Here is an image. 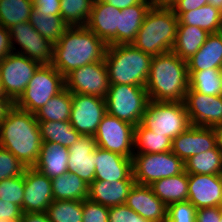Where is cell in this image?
<instances>
[{
    "instance_id": "obj_1",
    "label": "cell",
    "mask_w": 222,
    "mask_h": 222,
    "mask_svg": "<svg viewBox=\"0 0 222 222\" xmlns=\"http://www.w3.org/2000/svg\"><path fill=\"white\" fill-rule=\"evenodd\" d=\"M42 144L35 114L14 106L0 124V147L31 168L37 163Z\"/></svg>"
},
{
    "instance_id": "obj_2",
    "label": "cell",
    "mask_w": 222,
    "mask_h": 222,
    "mask_svg": "<svg viewBox=\"0 0 222 222\" xmlns=\"http://www.w3.org/2000/svg\"><path fill=\"white\" fill-rule=\"evenodd\" d=\"M107 47L86 26H69L54 44L52 65L65 77L76 68L104 61Z\"/></svg>"
},
{
    "instance_id": "obj_3",
    "label": "cell",
    "mask_w": 222,
    "mask_h": 222,
    "mask_svg": "<svg viewBox=\"0 0 222 222\" xmlns=\"http://www.w3.org/2000/svg\"><path fill=\"white\" fill-rule=\"evenodd\" d=\"M145 88L149 100L183 102L189 89L187 61L173 51L153 56Z\"/></svg>"
},
{
    "instance_id": "obj_4",
    "label": "cell",
    "mask_w": 222,
    "mask_h": 222,
    "mask_svg": "<svg viewBox=\"0 0 222 222\" xmlns=\"http://www.w3.org/2000/svg\"><path fill=\"white\" fill-rule=\"evenodd\" d=\"M177 26L178 17L173 9L152 5L131 44L152 56L170 52L176 41Z\"/></svg>"
},
{
    "instance_id": "obj_5",
    "label": "cell",
    "mask_w": 222,
    "mask_h": 222,
    "mask_svg": "<svg viewBox=\"0 0 222 222\" xmlns=\"http://www.w3.org/2000/svg\"><path fill=\"white\" fill-rule=\"evenodd\" d=\"M152 57L132 44L109 45L104 62L110 84L145 87Z\"/></svg>"
},
{
    "instance_id": "obj_6",
    "label": "cell",
    "mask_w": 222,
    "mask_h": 222,
    "mask_svg": "<svg viewBox=\"0 0 222 222\" xmlns=\"http://www.w3.org/2000/svg\"><path fill=\"white\" fill-rule=\"evenodd\" d=\"M64 89L65 77L52 64L40 65L15 106L34 114Z\"/></svg>"
},
{
    "instance_id": "obj_7",
    "label": "cell",
    "mask_w": 222,
    "mask_h": 222,
    "mask_svg": "<svg viewBox=\"0 0 222 222\" xmlns=\"http://www.w3.org/2000/svg\"><path fill=\"white\" fill-rule=\"evenodd\" d=\"M105 101L107 114L137 126L142 121L149 97L144 86L110 84Z\"/></svg>"
},
{
    "instance_id": "obj_8",
    "label": "cell",
    "mask_w": 222,
    "mask_h": 222,
    "mask_svg": "<svg viewBox=\"0 0 222 222\" xmlns=\"http://www.w3.org/2000/svg\"><path fill=\"white\" fill-rule=\"evenodd\" d=\"M141 124L153 133L172 140L191 126L183 102H158L149 100Z\"/></svg>"
},
{
    "instance_id": "obj_9",
    "label": "cell",
    "mask_w": 222,
    "mask_h": 222,
    "mask_svg": "<svg viewBox=\"0 0 222 222\" xmlns=\"http://www.w3.org/2000/svg\"><path fill=\"white\" fill-rule=\"evenodd\" d=\"M132 170L135 183L150 186L159 179L182 173L184 162L172 151L155 154H134Z\"/></svg>"
},
{
    "instance_id": "obj_10",
    "label": "cell",
    "mask_w": 222,
    "mask_h": 222,
    "mask_svg": "<svg viewBox=\"0 0 222 222\" xmlns=\"http://www.w3.org/2000/svg\"><path fill=\"white\" fill-rule=\"evenodd\" d=\"M135 126L106 114L97 127L94 138L98 147L132 158Z\"/></svg>"
},
{
    "instance_id": "obj_11",
    "label": "cell",
    "mask_w": 222,
    "mask_h": 222,
    "mask_svg": "<svg viewBox=\"0 0 222 222\" xmlns=\"http://www.w3.org/2000/svg\"><path fill=\"white\" fill-rule=\"evenodd\" d=\"M39 66L38 62L16 51L4 57L0 61V79L7 96L15 102Z\"/></svg>"
},
{
    "instance_id": "obj_12",
    "label": "cell",
    "mask_w": 222,
    "mask_h": 222,
    "mask_svg": "<svg viewBox=\"0 0 222 222\" xmlns=\"http://www.w3.org/2000/svg\"><path fill=\"white\" fill-rule=\"evenodd\" d=\"M110 87L104 61L94 62L72 70L65 76V88L71 93L106 97Z\"/></svg>"
},
{
    "instance_id": "obj_13",
    "label": "cell",
    "mask_w": 222,
    "mask_h": 222,
    "mask_svg": "<svg viewBox=\"0 0 222 222\" xmlns=\"http://www.w3.org/2000/svg\"><path fill=\"white\" fill-rule=\"evenodd\" d=\"M11 47L14 52L22 54L40 65H51L53 62L54 45L38 33L30 22H22L9 28ZM16 42L21 51L14 46ZM23 51V52H22Z\"/></svg>"
},
{
    "instance_id": "obj_14",
    "label": "cell",
    "mask_w": 222,
    "mask_h": 222,
    "mask_svg": "<svg viewBox=\"0 0 222 222\" xmlns=\"http://www.w3.org/2000/svg\"><path fill=\"white\" fill-rule=\"evenodd\" d=\"M106 114L104 98L72 93L70 123L81 135L94 136L98 125Z\"/></svg>"
},
{
    "instance_id": "obj_15",
    "label": "cell",
    "mask_w": 222,
    "mask_h": 222,
    "mask_svg": "<svg viewBox=\"0 0 222 222\" xmlns=\"http://www.w3.org/2000/svg\"><path fill=\"white\" fill-rule=\"evenodd\" d=\"M183 103L191 125L211 128L222 125V95L187 91Z\"/></svg>"
},
{
    "instance_id": "obj_16",
    "label": "cell",
    "mask_w": 222,
    "mask_h": 222,
    "mask_svg": "<svg viewBox=\"0 0 222 222\" xmlns=\"http://www.w3.org/2000/svg\"><path fill=\"white\" fill-rule=\"evenodd\" d=\"M51 179L34 167L24 172L23 213H44L54 201Z\"/></svg>"
},
{
    "instance_id": "obj_17",
    "label": "cell",
    "mask_w": 222,
    "mask_h": 222,
    "mask_svg": "<svg viewBox=\"0 0 222 222\" xmlns=\"http://www.w3.org/2000/svg\"><path fill=\"white\" fill-rule=\"evenodd\" d=\"M215 147L214 128L191 125L172 140L171 151L185 162L189 157Z\"/></svg>"
},
{
    "instance_id": "obj_18",
    "label": "cell",
    "mask_w": 222,
    "mask_h": 222,
    "mask_svg": "<svg viewBox=\"0 0 222 222\" xmlns=\"http://www.w3.org/2000/svg\"><path fill=\"white\" fill-rule=\"evenodd\" d=\"M188 201L196 207H222V175L188 174Z\"/></svg>"
},
{
    "instance_id": "obj_19",
    "label": "cell",
    "mask_w": 222,
    "mask_h": 222,
    "mask_svg": "<svg viewBox=\"0 0 222 222\" xmlns=\"http://www.w3.org/2000/svg\"><path fill=\"white\" fill-rule=\"evenodd\" d=\"M119 14L111 4L94 0L86 27L109 45H119Z\"/></svg>"
},
{
    "instance_id": "obj_20",
    "label": "cell",
    "mask_w": 222,
    "mask_h": 222,
    "mask_svg": "<svg viewBox=\"0 0 222 222\" xmlns=\"http://www.w3.org/2000/svg\"><path fill=\"white\" fill-rule=\"evenodd\" d=\"M125 205L151 222L167 220V205L154 194L149 185L135 183L129 191Z\"/></svg>"
},
{
    "instance_id": "obj_21",
    "label": "cell",
    "mask_w": 222,
    "mask_h": 222,
    "mask_svg": "<svg viewBox=\"0 0 222 222\" xmlns=\"http://www.w3.org/2000/svg\"><path fill=\"white\" fill-rule=\"evenodd\" d=\"M96 147L94 136L81 135L77 142L68 148V172L76 174L88 185L95 177Z\"/></svg>"
},
{
    "instance_id": "obj_22",
    "label": "cell",
    "mask_w": 222,
    "mask_h": 222,
    "mask_svg": "<svg viewBox=\"0 0 222 222\" xmlns=\"http://www.w3.org/2000/svg\"><path fill=\"white\" fill-rule=\"evenodd\" d=\"M94 181L135 180L133 178L132 158L121 156L109 150L95 149Z\"/></svg>"
},
{
    "instance_id": "obj_23",
    "label": "cell",
    "mask_w": 222,
    "mask_h": 222,
    "mask_svg": "<svg viewBox=\"0 0 222 222\" xmlns=\"http://www.w3.org/2000/svg\"><path fill=\"white\" fill-rule=\"evenodd\" d=\"M135 180L93 181L88 187V199L106 207L123 205Z\"/></svg>"
},
{
    "instance_id": "obj_24",
    "label": "cell",
    "mask_w": 222,
    "mask_h": 222,
    "mask_svg": "<svg viewBox=\"0 0 222 222\" xmlns=\"http://www.w3.org/2000/svg\"><path fill=\"white\" fill-rule=\"evenodd\" d=\"M69 151L58 143H43L34 168L53 179L68 172Z\"/></svg>"
},
{
    "instance_id": "obj_25",
    "label": "cell",
    "mask_w": 222,
    "mask_h": 222,
    "mask_svg": "<svg viewBox=\"0 0 222 222\" xmlns=\"http://www.w3.org/2000/svg\"><path fill=\"white\" fill-rule=\"evenodd\" d=\"M188 71L222 68V39L217 33L208 35L200 49L187 60Z\"/></svg>"
},
{
    "instance_id": "obj_26",
    "label": "cell",
    "mask_w": 222,
    "mask_h": 222,
    "mask_svg": "<svg viewBox=\"0 0 222 222\" xmlns=\"http://www.w3.org/2000/svg\"><path fill=\"white\" fill-rule=\"evenodd\" d=\"M150 186L167 206L188 200V174L185 170L176 176L159 179Z\"/></svg>"
},
{
    "instance_id": "obj_27",
    "label": "cell",
    "mask_w": 222,
    "mask_h": 222,
    "mask_svg": "<svg viewBox=\"0 0 222 222\" xmlns=\"http://www.w3.org/2000/svg\"><path fill=\"white\" fill-rule=\"evenodd\" d=\"M152 4L147 0L121 10L119 14V44H131Z\"/></svg>"
},
{
    "instance_id": "obj_28",
    "label": "cell",
    "mask_w": 222,
    "mask_h": 222,
    "mask_svg": "<svg viewBox=\"0 0 222 222\" xmlns=\"http://www.w3.org/2000/svg\"><path fill=\"white\" fill-rule=\"evenodd\" d=\"M197 26L178 25L176 41L172 51L183 60H189L204 44L208 35Z\"/></svg>"
},
{
    "instance_id": "obj_29",
    "label": "cell",
    "mask_w": 222,
    "mask_h": 222,
    "mask_svg": "<svg viewBox=\"0 0 222 222\" xmlns=\"http://www.w3.org/2000/svg\"><path fill=\"white\" fill-rule=\"evenodd\" d=\"M54 200H78L88 198V187L80 177L74 173L66 172L51 179Z\"/></svg>"
},
{
    "instance_id": "obj_30",
    "label": "cell",
    "mask_w": 222,
    "mask_h": 222,
    "mask_svg": "<svg viewBox=\"0 0 222 222\" xmlns=\"http://www.w3.org/2000/svg\"><path fill=\"white\" fill-rule=\"evenodd\" d=\"M42 143H58L69 148L80 138L70 121H38Z\"/></svg>"
},
{
    "instance_id": "obj_31",
    "label": "cell",
    "mask_w": 222,
    "mask_h": 222,
    "mask_svg": "<svg viewBox=\"0 0 222 222\" xmlns=\"http://www.w3.org/2000/svg\"><path fill=\"white\" fill-rule=\"evenodd\" d=\"M172 139L153 133L141 123L134 128V154H155L171 151ZM137 150V152H136Z\"/></svg>"
},
{
    "instance_id": "obj_32",
    "label": "cell",
    "mask_w": 222,
    "mask_h": 222,
    "mask_svg": "<svg viewBox=\"0 0 222 222\" xmlns=\"http://www.w3.org/2000/svg\"><path fill=\"white\" fill-rule=\"evenodd\" d=\"M29 22L38 33L53 45L61 39L66 29L69 27L60 15L42 14L34 6L31 11Z\"/></svg>"
},
{
    "instance_id": "obj_33",
    "label": "cell",
    "mask_w": 222,
    "mask_h": 222,
    "mask_svg": "<svg viewBox=\"0 0 222 222\" xmlns=\"http://www.w3.org/2000/svg\"><path fill=\"white\" fill-rule=\"evenodd\" d=\"M221 17L222 11L207 4L196 10L183 12L178 17V25L197 26L210 34L217 33Z\"/></svg>"
},
{
    "instance_id": "obj_34",
    "label": "cell",
    "mask_w": 222,
    "mask_h": 222,
    "mask_svg": "<svg viewBox=\"0 0 222 222\" xmlns=\"http://www.w3.org/2000/svg\"><path fill=\"white\" fill-rule=\"evenodd\" d=\"M72 93L64 89L35 112L37 121H70Z\"/></svg>"
},
{
    "instance_id": "obj_35",
    "label": "cell",
    "mask_w": 222,
    "mask_h": 222,
    "mask_svg": "<svg viewBox=\"0 0 222 222\" xmlns=\"http://www.w3.org/2000/svg\"><path fill=\"white\" fill-rule=\"evenodd\" d=\"M187 174L222 175V154L217 147L189 157L184 162Z\"/></svg>"
},
{
    "instance_id": "obj_36",
    "label": "cell",
    "mask_w": 222,
    "mask_h": 222,
    "mask_svg": "<svg viewBox=\"0 0 222 222\" xmlns=\"http://www.w3.org/2000/svg\"><path fill=\"white\" fill-rule=\"evenodd\" d=\"M221 69L222 68H211L207 70L188 71V91H196L211 96L222 95Z\"/></svg>"
},
{
    "instance_id": "obj_37",
    "label": "cell",
    "mask_w": 222,
    "mask_h": 222,
    "mask_svg": "<svg viewBox=\"0 0 222 222\" xmlns=\"http://www.w3.org/2000/svg\"><path fill=\"white\" fill-rule=\"evenodd\" d=\"M33 9L32 0H0V25L9 29L28 22Z\"/></svg>"
},
{
    "instance_id": "obj_38",
    "label": "cell",
    "mask_w": 222,
    "mask_h": 222,
    "mask_svg": "<svg viewBox=\"0 0 222 222\" xmlns=\"http://www.w3.org/2000/svg\"><path fill=\"white\" fill-rule=\"evenodd\" d=\"M46 213L50 222H83V201L54 200Z\"/></svg>"
},
{
    "instance_id": "obj_39",
    "label": "cell",
    "mask_w": 222,
    "mask_h": 222,
    "mask_svg": "<svg viewBox=\"0 0 222 222\" xmlns=\"http://www.w3.org/2000/svg\"><path fill=\"white\" fill-rule=\"evenodd\" d=\"M60 16L69 26H86L94 0H60Z\"/></svg>"
},
{
    "instance_id": "obj_40",
    "label": "cell",
    "mask_w": 222,
    "mask_h": 222,
    "mask_svg": "<svg viewBox=\"0 0 222 222\" xmlns=\"http://www.w3.org/2000/svg\"><path fill=\"white\" fill-rule=\"evenodd\" d=\"M24 174L0 181V199L14 203L23 212Z\"/></svg>"
},
{
    "instance_id": "obj_41",
    "label": "cell",
    "mask_w": 222,
    "mask_h": 222,
    "mask_svg": "<svg viewBox=\"0 0 222 222\" xmlns=\"http://www.w3.org/2000/svg\"><path fill=\"white\" fill-rule=\"evenodd\" d=\"M26 168L11 152L0 147V181L21 176Z\"/></svg>"
},
{
    "instance_id": "obj_42",
    "label": "cell",
    "mask_w": 222,
    "mask_h": 222,
    "mask_svg": "<svg viewBox=\"0 0 222 222\" xmlns=\"http://www.w3.org/2000/svg\"><path fill=\"white\" fill-rule=\"evenodd\" d=\"M196 207L188 200L167 206L166 222H196Z\"/></svg>"
},
{
    "instance_id": "obj_43",
    "label": "cell",
    "mask_w": 222,
    "mask_h": 222,
    "mask_svg": "<svg viewBox=\"0 0 222 222\" xmlns=\"http://www.w3.org/2000/svg\"><path fill=\"white\" fill-rule=\"evenodd\" d=\"M83 222H109V207L83 200Z\"/></svg>"
},
{
    "instance_id": "obj_44",
    "label": "cell",
    "mask_w": 222,
    "mask_h": 222,
    "mask_svg": "<svg viewBox=\"0 0 222 222\" xmlns=\"http://www.w3.org/2000/svg\"><path fill=\"white\" fill-rule=\"evenodd\" d=\"M109 222H151L142 218L127 205L109 207Z\"/></svg>"
},
{
    "instance_id": "obj_45",
    "label": "cell",
    "mask_w": 222,
    "mask_h": 222,
    "mask_svg": "<svg viewBox=\"0 0 222 222\" xmlns=\"http://www.w3.org/2000/svg\"><path fill=\"white\" fill-rule=\"evenodd\" d=\"M22 214L23 212L20 206L0 199V219L21 221Z\"/></svg>"
},
{
    "instance_id": "obj_46",
    "label": "cell",
    "mask_w": 222,
    "mask_h": 222,
    "mask_svg": "<svg viewBox=\"0 0 222 222\" xmlns=\"http://www.w3.org/2000/svg\"><path fill=\"white\" fill-rule=\"evenodd\" d=\"M222 207H208L196 210V222H220Z\"/></svg>"
},
{
    "instance_id": "obj_47",
    "label": "cell",
    "mask_w": 222,
    "mask_h": 222,
    "mask_svg": "<svg viewBox=\"0 0 222 222\" xmlns=\"http://www.w3.org/2000/svg\"><path fill=\"white\" fill-rule=\"evenodd\" d=\"M32 3L42 14L60 15V0H32Z\"/></svg>"
},
{
    "instance_id": "obj_48",
    "label": "cell",
    "mask_w": 222,
    "mask_h": 222,
    "mask_svg": "<svg viewBox=\"0 0 222 222\" xmlns=\"http://www.w3.org/2000/svg\"><path fill=\"white\" fill-rule=\"evenodd\" d=\"M207 4L208 0H181L172 9L175 15L179 17L183 12L196 10Z\"/></svg>"
},
{
    "instance_id": "obj_49",
    "label": "cell",
    "mask_w": 222,
    "mask_h": 222,
    "mask_svg": "<svg viewBox=\"0 0 222 222\" xmlns=\"http://www.w3.org/2000/svg\"><path fill=\"white\" fill-rule=\"evenodd\" d=\"M13 52L9 29L0 25V61Z\"/></svg>"
},
{
    "instance_id": "obj_50",
    "label": "cell",
    "mask_w": 222,
    "mask_h": 222,
    "mask_svg": "<svg viewBox=\"0 0 222 222\" xmlns=\"http://www.w3.org/2000/svg\"><path fill=\"white\" fill-rule=\"evenodd\" d=\"M15 106V102L10 98H0V124L5 120L9 111Z\"/></svg>"
},
{
    "instance_id": "obj_51",
    "label": "cell",
    "mask_w": 222,
    "mask_h": 222,
    "mask_svg": "<svg viewBox=\"0 0 222 222\" xmlns=\"http://www.w3.org/2000/svg\"><path fill=\"white\" fill-rule=\"evenodd\" d=\"M22 222H50L46 212L44 213H23Z\"/></svg>"
},
{
    "instance_id": "obj_52",
    "label": "cell",
    "mask_w": 222,
    "mask_h": 222,
    "mask_svg": "<svg viewBox=\"0 0 222 222\" xmlns=\"http://www.w3.org/2000/svg\"><path fill=\"white\" fill-rule=\"evenodd\" d=\"M120 10L141 3L143 0H100Z\"/></svg>"
},
{
    "instance_id": "obj_53",
    "label": "cell",
    "mask_w": 222,
    "mask_h": 222,
    "mask_svg": "<svg viewBox=\"0 0 222 222\" xmlns=\"http://www.w3.org/2000/svg\"><path fill=\"white\" fill-rule=\"evenodd\" d=\"M214 134L216 138V147L222 154V125L214 127Z\"/></svg>"
},
{
    "instance_id": "obj_54",
    "label": "cell",
    "mask_w": 222,
    "mask_h": 222,
    "mask_svg": "<svg viewBox=\"0 0 222 222\" xmlns=\"http://www.w3.org/2000/svg\"><path fill=\"white\" fill-rule=\"evenodd\" d=\"M181 0H162L158 6L172 9Z\"/></svg>"
},
{
    "instance_id": "obj_55",
    "label": "cell",
    "mask_w": 222,
    "mask_h": 222,
    "mask_svg": "<svg viewBox=\"0 0 222 222\" xmlns=\"http://www.w3.org/2000/svg\"><path fill=\"white\" fill-rule=\"evenodd\" d=\"M208 4L213 5L215 8L222 11V0H208Z\"/></svg>"
},
{
    "instance_id": "obj_56",
    "label": "cell",
    "mask_w": 222,
    "mask_h": 222,
    "mask_svg": "<svg viewBox=\"0 0 222 222\" xmlns=\"http://www.w3.org/2000/svg\"><path fill=\"white\" fill-rule=\"evenodd\" d=\"M6 97L8 96L4 90L3 84L1 83V79H0V98H6Z\"/></svg>"
},
{
    "instance_id": "obj_57",
    "label": "cell",
    "mask_w": 222,
    "mask_h": 222,
    "mask_svg": "<svg viewBox=\"0 0 222 222\" xmlns=\"http://www.w3.org/2000/svg\"><path fill=\"white\" fill-rule=\"evenodd\" d=\"M217 34L221 37L222 39V17H221V21L219 23V28H218V31H217Z\"/></svg>"
},
{
    "instance_id": "obj_58",
    "label": "cell",
    "mask_w": 222,
    "mask_h": 222,
    "mask_svg": "<svg viewBox=\"0 0 222 222\" xmlns=\"http://www.w3.org/2000/svg\"><path fill=\"white\" fill-rule=\"evenodd\" d=\"M150 2L152 5H158L162 0H147Z\"/></svg>"
},
{
    "instance_id": "obj_59",
    "label": "cell",
    "mask_w": 222,
    "mask_h": 222,
    "mask_svg": "<svg viewBox=\"0 0 222 222\" xmlns=\"http://www.w3.org/2000/svg\"><path fill=\"white\" fill-rule=\"evenodd\" d=\"M0 222H19V221H8V220H5V219H0Z\"/></svg>"
},
{
    "instance_id": "obj_60",
    "label": "cell",
    "mask_w": 222,
    "mask_h": 222,
    "mask_svg": "<svg viewBox=\"0 0 222 222\" xmlns=\"http://www.w3.org/2000/svg\"><path fill=\"white\" fill-rule=\"evenodd\" d=\"M221 90H222V69H221Z\"/></svg>"
},
{
    "instance_id": "obj_61",
    "label": "cell",
    "mask_w": 222,
    "mask_h": 222,
    "mask_svg": "<svg viewBox=\"0 0 222 222\" xmlns=\"http://www.w3.org/2000/svg\"><path fill=\"white\" fill-rule=\"evenodd\" d=\"M220 222H222V210H221V217H220Z\"/></svg>"
}]
</instances>
